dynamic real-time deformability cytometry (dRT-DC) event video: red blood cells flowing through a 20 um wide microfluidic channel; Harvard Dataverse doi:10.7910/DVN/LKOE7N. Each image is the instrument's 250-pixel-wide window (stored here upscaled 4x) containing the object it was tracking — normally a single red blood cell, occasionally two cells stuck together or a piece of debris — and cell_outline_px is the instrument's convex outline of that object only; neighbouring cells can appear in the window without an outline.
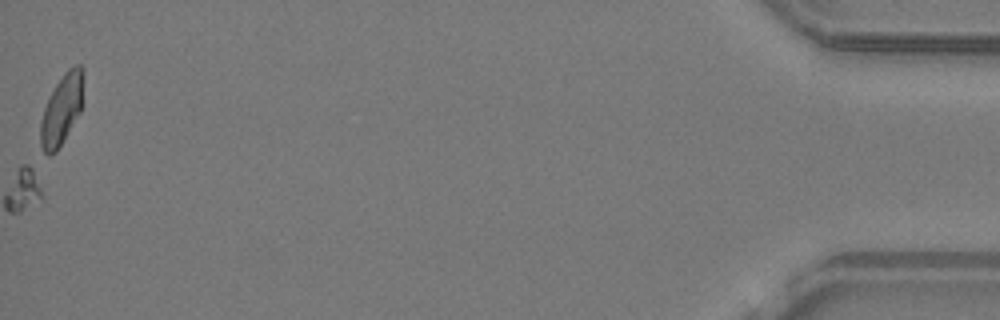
{"species": "common noctule bat (a hibernating species)", "species_latin": "Nyctalus noctula", "temperature_condition": "warm", "stored_images_in_passage": 43, "camera_frame_rate_fps": 3000, "um_per_image_px": 0.085, "animal": {"sex": "male", "body_mass_g": 19.2, "forearm_length_mm": 51.8}, "frame": {"image": 1, "passage_image": 43, "time_ms": 14.0, "image_size_px": [1000, 320], "cell_outline_px": [[84, 76], [80, 112], [56, 152], [48, 156], [44, 152], [40, 144], [40, 120], [44, 108], [56, 84], [64, 72], [68, 68], [76, 64], [80, 64], [84, 68]], "centroid_in_image_um": [5.25, 9.28], "position_along_channel_um": 430.0, "area_um2": 17.51}}